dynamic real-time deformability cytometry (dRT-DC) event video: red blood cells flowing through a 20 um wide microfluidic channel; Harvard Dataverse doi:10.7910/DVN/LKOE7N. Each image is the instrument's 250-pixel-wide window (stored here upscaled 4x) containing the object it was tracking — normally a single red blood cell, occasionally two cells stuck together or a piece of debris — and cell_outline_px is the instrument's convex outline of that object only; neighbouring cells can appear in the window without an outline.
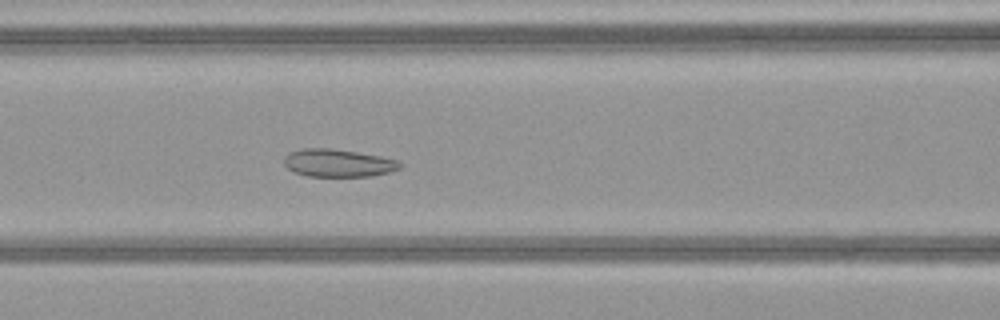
{"species": "common noctule bat (a hibernating species)", "species_latin": "Nyctalus noctula", "temperature_condition": "warm", "stored_images_in_passage": 51, "camera_frame_rate_fps": 3000, "um_per_image_px": 0.085, "animal": {"sex": "female", "body_mass_g": 21.9}, "frame": {"image": 1, "passage_image": 22, "time_ms": 7.0, "image_size_px": [1000, 320], "cell_outline_px": [[400, 168], [388, 172], [372, 176], [308, 176], [296, 172], [288, 168], [284, 164], [284, 156], [288, 152], [304, 148], [332, 148], [380, 156], [400, 160]], "centroid_in_image_um": [28.73, 13.84], "position_along_channel_um": 137.9, "area_um2": 18.67}}
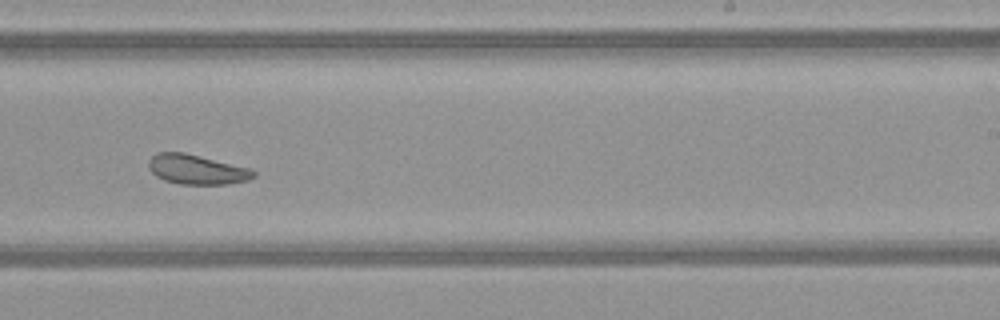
{"frame": {"image": 2, "passage_image": 32, "time_ms": 10.333, "image_size_px": [1000, 320], "cell_outline_px": [[256, 176], [248, 180], [228, 184], [180, 184], [164, 180], [156, 176], [148, 168], [148, 160], [156, 152], [184, 152], [248, 168], [256, 172]], "centroid_in_image_um": [16.69, 14.4], "position_along_channel_um": 272.3, "area_um2": 18.09}}
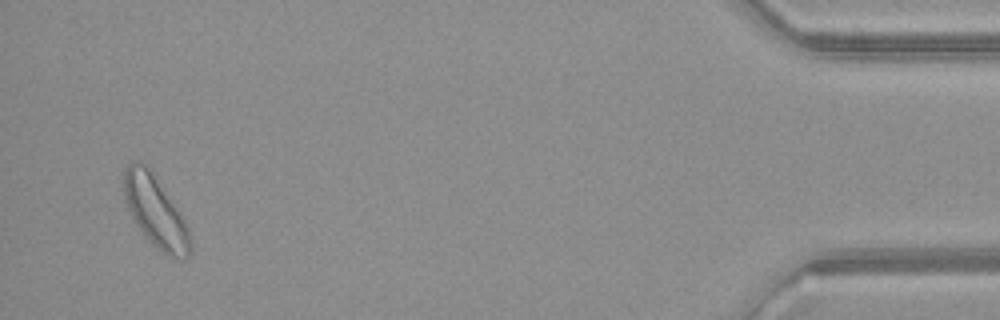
{"frame": {"image": 3, "passage_image": 49, "time_ms": 16.0, "image_size_px": [1000, 320], "cell_outline_px": [[192, 248], [188, 256], [168, 256], [152, 244], [136, 224], [124, 200], [120, 184], [124, 172], [128, 164], [132, 160], [140, 160], [148, 164], [180, 212], [188, 228], [192, 244]], "centroid_in_image_um": [13.16, 17.88], "position_along_channel_um": 422.0, "area_um2": 27.86}, "authors_computed_cell_mechanics": {"area_um2": 22.3108, "velocity_mm_per_s": 4.0353, "shape_relaxation_time_tau1_ms": null, "shape_relaxation_time_tau2_ms": 10.6362, "deformation_change_tau1": null, "deformation_change_tau2": 0.1706}}